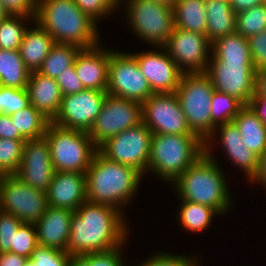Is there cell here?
I'll return each mask as SVG.
<instances>
[{
	"label": "cell",
	"mask_w": 266,
	"mask_h": 266,
	"mask_svg": "<svg viewBox=\"0 0 266 266\" xmlns=\"http://www.w3.org/2000/svg\"><path fill=\"white\" fill-rule=\"evenodd\" d=\"M122 212L113 206L86 200L72 215L66 252L74 258L123 245L129 226Z\"/></svg>",
	"instance_id": "6da1fadb"
},
{
	"label": "cell",
	"mask_w": 266,
	"mask_h": 266,
	"mask_svg": "<svg viewBox=\"0 0 266 266\" xmlns=\"http://www.w3.org/2000/svg\"><path fill=\"white\" fill-rule=\"evenodd\" d=\"M211 151L212 148H205V153L171 185L175 186L176 195L180 196L181 201L207 205L224 215L231 210V193L224 173Z\"/></svg>",
	"instance_id": "7a4b0ae2"
},
{
	"label": "cell",
	"mask_w": 266,
	"mask_h": 266,
	"mask_svg": "<svg viewBox=\"0 0 266 266\" xmlns=\"http://www.w3.org/2000/svg\"><path fill=\"white\" fill-rule=\"evenodd\" d=\"M142 177L138 170L111 161L97 151L86 171L87 201L122 211L135 197Z\"/></svg>",
	"instance_id": "3957f363"
},
{
	"label": "cell",
	"mask_w": 266,
	"mask_h": 266,
	"mask_svg": "<svg viewBox=\"0 0 266 266\" xmlns=\"http://www.w3.org/2000/svg\"><path fill=\"white\" fill-rule=\"evenodd\" d=\"M37 22L55 43L87 49L100 44L97 23L82 12L74 0H38Z\"/></svg>",
	"instance_id": "277c9868"
},
{
	"label": "cell",
	"mask_w": 266,
	"mask_h": 266,
	"mask_svg": "<svg viewBox=\"0 0 266 266\" xmlns=\"http://www.w3.org/2000/svg\"><path fill=\"white\" fill-rule=\"evenodd\" d=\"M204 153L197 135L153 134L147 172L173 183Z\"/></svg>",
	"instance_id": "5b68a950"
},
{
	"label": "cell",
	"mask_w": 266,
	"mask_h": 266,
	"mask_svg": "<svg viewBox=\"0 0 266 266\" xmlns=\"http://www.w3.org/2000/svg\"><path fill=\"white\" fill-rule=\"evenodd\" d=\"M214 88L205 73L182 74L175 93L191 131L204 143L215 132L211 117Z\"/></svg>",
	"instance_id": "8992f818"
},
{
	"label": "cell",
	"mask_w": 266,
	"mask_h": 266,
	"mask_svg": "<svg viewBox=\"0 0 266 266\" xmlns=\"http://www.w3.org/2000/svg\"><path fill=\"white\" fill-rule=\"evenodd\" d=\"M45 139L55 172H79L86 174L98 147L88 132L66 129L49 124Z\"/></svg>",
	"instance_id": "52a82bcc"
},
{
	"label": "cell",
	"mask_w": 266,
	"mask_h": 266,
	"mask_svg": "<svg viewBox=\"0 0 266 266\" xmlns=\"http://www.w3.org/2000/svg\"><path fill=\"white\" fill-rule=\"evenodd\" d=\"M122 1L135 36L150 46L163 47L175 27L173 7L154 0H120V3Z\"/></svg>",
	"instance_id": "ba28073f"
},
{
	"label": "cell",
	"mask_w": 266,
	"mask_h": 266,
	"mask_svg": "<svg viewBox=\"0 0 266 266\" xmlns=\"http://www.w3.org/2000/svg\"><path fill=\"white\" fill-rule=\"evenodd\" d=\"M152 135V131L141 122L107 139L98 147V151L107 159L132 167L144 176L148 168Z\"/></svg>",
	"instance_id": "9c48e42d"
},
{
	"label": "cell",
	"mask_w": 266,
	"mask_h": 266,
	"mask_svg": "<svg viewBox=\"0 0 266 266\" xmlns=\"http://www.w3.org/2000/svg\"><path fill=\"white\" fill-rule=\"evenodd\" d=\"M48 207L46 192L25 184L15 174L0 180V209L12 213L22 223L35 224Z\"/></svg>",
	"instance_id": "30bf717a"
},
{
	"label": "cell",
	"mask_w": 266,
	"mask_h": 266,
	"mask_svg": "<svg viewBox=\"0 0 266 266\" xmlns=\"http://www.w3.org/2000/svg\"><path fill=\"white\" fill-rule=\"evenodd\" d=\"M118 51L111 50L106 92L142 104L153 92L143 76L136 58L129 52Z\"/></svg>",
	"instance_id": "8fae6325"
},
{
	"label": "cell",
	"mask_w": 266,
	"mask_h": 266,
	"mask_svg": "<svg viewBox=\"0 0 266 266\" xmlns=\"http://www.w3.org/2000/svg\"><path fill=\"white\" fill-rule=\"evenodd\" d=\"M142 122V104L107 94L101 111L89 130L92 142L99 147L107 139Z\"/></svg>",
	"instance_id": "7c38bea8"
},
{
	"label": "cell",
	"mask_w": 266,
	"mask_h": 266,
	"mask_svg": "<svg viewBox=\"0 0 266 266\" xmlns=\"http://www.w3.org/2000/svg\"><path fill=\"white\" fill-rule=\"evenodd\" d=\"M205 74L214 90L224 92L249 105L255 94L256 69L253 62H222L211 54Z\"/></svg>",
	"instance_id": "4fadbf2b"
},
{
	"label": "cell",
	"mask_w": 266,
	"mask_h": 266,
	"mask_svg": "<svg viewBox=\"0 0 266 266\" xmlns=\"http://www.w3.org/2000/svg\"><path fill=\"white\" fill-rule=\"evenodd\" d=\"M163 47L183 74L205 73L212 49L207 36L174 27Z\"/></svg>",
	"instance_id": "5bb4252c"
},
{
	"label": "cell",
	"mask_w": 266,
	"mask_h": 266,
	"mask_svg": "<svg viewBox=\"0 0 266 266\" xmlns=\"http://www.w3.org/2000/svg\"><path fill=\"white\" fill-rule=\"evenodd\" d=\"M142 122L153 134H194L180 107L176 93L152 94L142 103Z\"/></svg>",
	"instance_id": "9a60e30c"
},
{
	"label": "cell",
	"mask_w": 266,
	"mask_h": 266,
	"mask_svg": "<svg viewBox=\"0 0 266 266\" xmlns=\"http://www.w3.org/2000/svg\"><path fill=\"white\" fill-rule=\"evenodd\" d=\"M107 94L106 91L85 88L76 94L63 96L58 115L52 123L66 129L89 132Z\"/></svg>",
	"instance_id": "2e32d148"
},
{
	"label": "cell",
	"mask_w": 266,
	"mask_h": 266,
	"mask_svg": "<svg viewBox=\"0 0 266 266\" xmlns=\"http://www.w3.org/2000/svg\"><path fill=\"white\" fill-rule=\"evenodd\" d=\"M157 48L158 51H141L131 54L136 58L153 94L174 93L183 73L164 47Z\"/></svg>",
	"instance_id": "e0dca14e"
},
{
	"label": "cell",
	"mask_w": 266,
	"mask_h": 266,
	"mask_svg": "<svg viewBox=\"0 0 266 266\" xmlns=\"http://www.w3.org/2000/svg\"><path fill=\"white\" fill-rule=\"evenodd\" d=\"M54 173L50 147L45 137L26 140L21 164L15 175L34 189L46 192Z\"/></svg>",
	"instance_id": "ac0fdd59"
},
{
	"label": "cell",
	"mask_w": 266,
	"mask_h": 266,
	"mask_svg": "<svg viewBox=\"0 0 266 266\" xmlns=\"http://www.w3.org/2000/svg\"><path fill=\"white\" fill-rule=\"evenodd\" d=\"M46 195L48 206L76 211L87 200L86 174L55 172Z\"/></svg>",
	"instance_id": "d6986e66"
},
{
	"label": "cell",
	"mask_w": 266,
	"mask_h": 266,
	"mask_svg": "<svg viewBox=\"0 0 266 266\" xmlns=\"http://www.w3.org/2000/svg\"><path fill=\"white\" fill-rule=\"evenodd\" d=\"M219 127V128H217ZM219 130V132L217 131ZM213 135L205 142V148L212 147V142L215 140V135L220 138L222 149L226 152L225 154L232 160L235 165L245 172L246 176L251 181L256 175L259 167V156L253 151L249 150L242 140L239 129L234 122H229L216 126ZM214 139V140H213ZM211 145V146H210Z\"/></svg>",
	"instance_id": "ffe728a7"
},
{
	"label": "cell",
	"mask_w": 266,
	"mask_h": 266,
	"mask_svg": "<svg viewBox=\"0 0 266 266\" xmlns=\"http://www.w3.org/2000/svg\"><path fill=\"white\" fill-rule=\"evenodd\" d=\"M97 46L81 49L76 56L74 67L86 89L106 91L108 87V65L111 49Z\"/></svg>",
	"instance_id": "44dd1931"
},
{
	"label": "cell",
	"mask_w": 266,
	"mask_h": 266,
	"mask_svg": "<svg viewBox=\"0 0 266 266\" xmlns=\"http://www.w3.org/2000/svg\"><path fill=\"white\" fill-rule=\"evenodd\" d=\"M74 212L48 206L44 215L35 223L38 244L66 251Z\"/></svg>",
	"instance_id": "7402d4cb"
},
{
	"label": "cell",
	"mask_w": 266,
	"mask_h": 266,
	"mask_svg": "<svg viewBox=\"0 0 266 266\" xmlns=\"http://www.w3.org/2000/svg\"><path fill=\"white\" fill-rule=\"evenodd\" d=\"M30 105H33L51 122L58 115L63 98L56 79L32 71L27 83Z\"/></svg>",
	"instance_id": "603a6c76"
},
{
	"label": "cell",
	"mask_w": 266,
	"mask_h": 266,
	"mask_svg": "<svg viewBox=\"0 0 266 266\" xmlns=\"http://www.w3.org/2000/svg\"><path fill=\"white\" fill-rule=\"evenodd\" d=\"M33 24H35L34 27L26 30L19 48L21 58L30 72L38 71L55 44L45 29L37 22Z\"/></svg>",
	"instance_id": "cb8c5ba5"
},
{
	"label": "cell",
	"mask_w": 266,
	"mask_h": 266,
	"mask_svg": "<svg viewBox=\"0 0 266 266\" xmlns=\"http://www.w3.org/2000/svg\"><path fill=\"white\" fill-rule=\"evenodd\" d=\"M246 147L257 156L266 151V125L249 105H244L233 120Z\"/></svg>",
	"instance_id": "d4e9b609"
},
{
	"label": "cell",
	"mask_w": 266,
	"mask_h": 266,
	"mask_svg": "<svg viewBox=\"0 0 266 266\" xmlns=\"http://www.w3.org/2000/svg\"><path fill=\"white\" fill-rule=\"evenodd\" d=\"M207 13V38L216 39L236 32V13L226 0H205Z\"/></svg>",
	"instance_id": "484cf974"
},
{
	"label": "cell",
	"mask_w": 266,
	"mask_h": 266,
	"mask_svg": "<svg viewBox=\"0 0 266 266\" xmlns=\"http://www.w3.org/2000/svg\"><path fill=\"white\" fill-rule=\"evenodd\" d=\"M174 26L207 36V13L205 0H176Z\"/></svg>",
	"instance_id": "4316f807"
},
{
	"label": "cell",
	"mask_w": 266,
	"mask_h": 266,
	"mask_svg": "<svg viewBox=\"0 0 266 266\" xmlns=\"http://www.w3.org/2000/svg\"><path fill=\"white\" fill-rule=\"evenodd\" d=\"M30 70L25 66L19 50L0 49L1 86L27 88Z\"/></svg>",
	"instance_id": "83f0119b"
},
{
	"label": "cell",
	"mask_w": 266,
	"mask_h": 266,
	"mask_svg": "<svg viewBox=\"0 0 266 266\" xmlns=\"http://www.w3.org/2000/svg\"><path fill=\"white\" fill-rule=\"evenodd\" d=\"M211 53L222 62H252L248 39L236 32L212 42Z\"/></svg>",
	"instance_id": "f1b7e54d"
},
{
	"label": "cell",
	"mask_w": 266,
	"mask_h": 266,
	"mask_svg": "<svg viewBox=\"0 0 266 266\" xmlns=\"http://www.w3.org/2000/svg\"><path fill=\"white\" fill-rule=\"evenodd\" d=\"M80 50L81 48L76 45L55 43L38 72L52 79H57L60 74L68 70V67L74 65Z\"/></svg>",
	"instance_id": "f546056e"
},
{
	"label": "cell",
	"mask_w": 266,
	"mask_h": 266,
	"mask_svg": "<svg viewBox=\"0 0 266 266\" xmlns=\"http://www.w3.org/2000/svg\"><path fill=\"white\" fill-rule=\"evenodd\" d=\"M180 225L187 231L201 232L209 228L214 216L220 214L213 208L191 201H181L178 211Z\"/></svg>",
	"instance_id": "4dcf8cb0"
},
{
	"label": "cell",
	"mask_w": 266,
	"mask_h": 266,
	"mask_svg": "<svg viewBox=\"0 0 266 266\" xmlns=\"http://www.w3.org/2000/svg\"><path fill=\"white\" fill-rule=\"evenodd\" d=\"M19 133L26 139H39L45 136L51 121L33 105L10 115Z\"/></svg>",
	"instance_id": "1f68e13d"
},
{
	"label": "cell",
	"mask_w": 266,
	"mask_h": 266,
	"mask_svg": "<svg viewBox=\"0 0 266 266\" xmlns=\"http://www.w3.org/2000/svg\"><path fill=\"white\" fill-rule=\"evenodd\" d=\"M28 19L35 22V19L11 15L0 21L1 50H19L24 34L28 29L24 24Z\"/></svg>",
	"instance_id": "d6a6232c"
},
{
	"label": "cell",
	"mask_w": 266,
	"mask_h": 266,
	"mask_svg": "<svg viewBox=\"0 0 266 266\" xmlns=\"http://www.w3.org/2000/svg\"><path fill=\"white\" fill-rule=\"evenodd\" d=\"M244 105L229 94L214 90L211 99L212 122L218 126L233 122Z\"/></svg>",
	"instance_id": "836d02e7"
},
{
	"label": "cell",
	"mask_w": 266,
	"mask_h": 266,
	"mask_svg": "<svg viewBox=\"0 0 266 266\" xmlns=\"http://www.w3.org/2000/svg\"><path fill=\"white\" fill-rule=\"evenodd\" d=\"M266 29V4L262 3L251 9L236 14V33L249 38Z\"/></svg>",
	"instance_id": "e575fe53"
},
{
	"label": "cell",
	"mask_w": 266,
	"mask_h": 266,
	"mask_svg": "<svg viewBox=\"0 0 266 266\" xmlns=\"http://www.w3.org/2000/svg\"><path fill=\"white\" fill-rule=\"evenodd\" d=\"M26 140L0 138V169L6 174L18 171Z\"/></svg>",
	"instance_id": "d590c367"
},
{
	"label": "cell",
	"mask_w": 266,
	"mask_h": 266,
	"mask_svg": "<svg viewBox=\"0 0 266 266\" xmlns=\"http://www.w3.org/2000/svg\"><path fill=\"white\" fill-rule=\"evenodd\" d=\"M113 248L103 252H92L76 256L70 266H125L123 264L122 247Z\"/></svg>",
	"instance_id": "8d00e7d4"
},
{
	"label": "cell",
	"mask_w": 266,
	"mask_h": 266,
	"mask_svg": "<svg viewBox=\"0 0 266 266\" xmlns=\"http://www.w3.org/2000/svg\"><path fill=\"white\" fill-rule=\"evenodd\" d=\"M72 259L66 251L38 245L24 266H70Z\"/></svg>",
	"instance_id": "74e56055"
},
{
	"label": "cell",
	"mask_w": 266,
	"mask_h": 266,
	"mask_svg": "<svg viewBox=\"0 0 266 266\" xmlns=\"http://www.w3.org/2000/svg\"><path fill=\"white\" fill-rule=\"evenodd\" d=\"M30 105L27 88L0 87V115H11Z\"/></svg>",
	"instance_id": "f35d334b"
},
{
	"label": "cell",
	"mask_w": 266,
	"mask_h": 266,
	"mask_svg": "<svg viewBox=\"0 0 266 266\" xmlns=\"http://www.w3.org/2000/svg\"><path fill=\"white\" fill-rule=\"evenodd\" d=\"M37 229L35 224L23 223L14 233L10 252L31 258L32 252L38 246Z\"/></svg>",
	"instance_id": "ab89813d"
},
{
	"label": "cell",
	"mask_w": 266,
	"mask_h": 266,
	"mask_svg": "<svg viewBox=\"0 0 266 266\" xmlns=\"http://www.w3.org/2000/svg\"><path fill=\"white\" fill-rule=\"evenodd\" d=\"M74 2L96 23L98 20L108 17L107 15L110 16L120 6V0H74Z\"/></svg>",
	"instance_id": "60d3db41"
},
{
	"label": "cell",
	"mask_w": 266,
	"mask_h": 266,
	"mask_svg": "<svg viewBox=\"0 0 266 266\" xmlns=\"http://www.w3.org/2000/svg\"><path fill=\"white\" fill-rule=\"evenodd\" d=\"M22 224L12 213L0 209V252H10L14 233Z\"/></svg>",
	"instance_id": "b9f144b4"
},
{
	"label": "cell",
	"mask_w": 266,
	"mask_h": 266,
	"mask_svg": "<svg viewBox=\"0 0 266 266\" xmlns=\"http://www.w3.org/2000/svg\"><path fill=\"white\" fill-rule=\"evenodd\" d=\"M137 266H199L197 259L168 252L157 253Z\"/></svg>",
	"instance_id": "7bdbcfd3"
},
{
	"label": "cell",
	"mask_w": 266,
	"mask_h": 266,
	"mask_svg": "<svg viewBox=\"0 0 266 266\" xmlns=\"http://www.w3.org/2000/svg\"><path fill=\"white\" fill-rule=\"evenodd\" d=\"M11 16L36 19L38 0H0Z\"/></svg>",
	"instance_id": "ee69618b"
},
{
	"label": "cell",
	"mask_w": 266,
	"mask_h": 266,
	"mask_svg": "<svg viewBox=\"0 0 266 266\" xmlns=\"http://www.w3.org/2000/svg\"><path fill=\"white\" fill-rule=\"evenodd\" d=\"M247 39L254 68H266V29Z\"/></svg>",
	"instance_id": "f6af8a7d"
},
{
	"label": "cell",
	"mask_w": 266,
	"mask_h": 266,
	"mask_svg": "<svg viewBox=\"0 0 266 266\" xmlns=\"http://www.w3.org/2000/svg\"><path fill=\"white\" fill-rule=\"evenodd\" d=\"M56 82L60 87L62 96L76 94L85 89L77 75L74 65L68 67V70L60 74Z\"/></svg>",
	"instance_id": "bcb514c9"
},
{
	"label": "cell",
	"mask_w": 266,
	"mask_h": 266,
	"mask_svg": "<svg viewBox=\"0 0 266 266\" xmlns=\"http://www.w3.org/2000/svg\"><path fill=\"white\" fill-rule=\"evenodd\" d=\"M0 138L26 140L16 129L9 115H0Z\"/></svg>",
	"instance_id": "7dc6e473"
},
{
	"label": "cell",
	"mask_w": 266,
	"mask_h": 266,
	"mask_svg": "<svg viewBox=\"0 0 266 266\" xmlns=\"http://www.w3.org/2000/svg\"><path fill=\"white\" fill-rule=\"evenodd\" d=\"M28 258L12 252H0V266H24Z\"/></svg>",
	"instance_id": "c3c4849f"
},
{
	"label": "cell",
	"mask_w": 266,
	"mask_h": 266,
	"mask_svg": "<svg viewBox=\"0 0 266 266\" xmlns=\"http://www.w3.org/2000/svg\"><path fill=\"white\" fill-rule=\"evenodd\" d=\"M249 106L266 125V96H253Z\"/></svg>",
	"instance_id": "681fc988"
},
{
	"label": "cell",
	"mask_w": 266,
	"mask_h": 266,
	"mask_svg": "<svg viewBox=\"0 0 266 266\" xmlns=\"http://www.w3.org/2000/svg\"><path fill=\"white\" fill-rule=\"evenodd\" d=\"M231 8L237 14L241 11L251 9L263 3V0H229Z\"/></svg>",
	"instance_id": "f907efd6"
},
{
	"label": "cell",
	"mask_w": 266,
	"mask_h": 266,
	"mask_svg": "<svg viewBox=\"0 0 266 266\" xmlns=\"http://www.w3.org/2000/svg\"><path fill=\"white\" fill-rule=\"evenodd\" d=\"M254 96H266V68L256 70Z\"/></svg>",
	"instance_id": "816d5d0a"
},
{
	"label": "cell",
	"mask_w": 266,
	"mask_h": 266,
	"mask_svg": "<svg viewBox=\"0 0 266 266\" xmlns=\"http://www.w3.org/2000/svg\"><path fill=\"white\" fill-rule=\"evenodd\" d=\"M250 182L262 183L266 189V151L259 157V167L256 175Z\"/></svg>",
	"instance_id": "f5cc1de1"
},
{
	"label": "cell",
	"mask_w": 266,
	"mask_h": 266,
	"mask_svg": "<svg viewBox=\"0 0 266 266\" xmlns=\"http://www.w3.org/2000/svg\"><path fill=\"white\" fill-rule=\"evenodd\" d=\"M8 16H9V14L7 13L5 7L0 2V21L4 20Z\"/></svg>",
	"instance_id": "db71d44e"
},
{
	"label": "cell",
	"mask_w": 266,
	"mask_h": 266,
	"mask_svg": "<svg viewBox=\"0 0 266 266\" xmlns=\"http://www.w3.org/2000/svg\"><path fill=\"white\" fill-rule=\"evenodd\" d=\"M154 1L165 4V5L170 6V7H173L175 2H176V0H154Z\"/></svg>",
	"instance_id": "11a10c76"
},
{
	"label": "cell",
	"mask_w": 266,
	"mask_h": 266,
	"mask_svg": "<svg viewBox=\"0 0 266 266\" xmlns=\"http://www.w3.org/2000/svg\"><path fill=\"white\" fill-rule=\"evenodd\" d=\"M6 175L1 169H0V180L2 179V177Z\"/></svg>",
	"instance_id": "9f6ffc18"
}]
</instances>
